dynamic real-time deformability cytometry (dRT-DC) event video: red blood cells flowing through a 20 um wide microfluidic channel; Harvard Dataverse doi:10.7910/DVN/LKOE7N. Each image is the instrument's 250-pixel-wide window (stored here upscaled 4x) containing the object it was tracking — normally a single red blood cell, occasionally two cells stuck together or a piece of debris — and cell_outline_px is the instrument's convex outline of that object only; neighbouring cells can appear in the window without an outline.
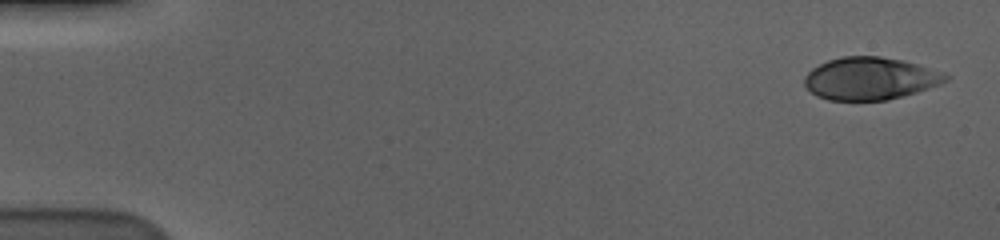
{"species": "human", "species_latin": "Homo sapiens", "temperature_condition": "cold", "stored_images_in_passage": 57, "camera_frame_rate_fps": 3000, "um_per_image_px": 0.085, "donor": {"sex": "male"}, "frame": {"image": 1, "passage_image": 1, "time_ms": 0.0, "image_size_px": [1000, 240], "cell_outline_px": [[952, 76], [948, 80], [940, 84], [916, 92], [884, 100], [828, 100], [816, 96], [804, 84], [804, 76], [812, 68], [828, 60], [840, 56], [880, 56], [904, 60], [944, 72]], "centroid_in_image_um": [73.97, 6.66], "position_along_channel_um": 11.0, "area_um2": 35.03}}
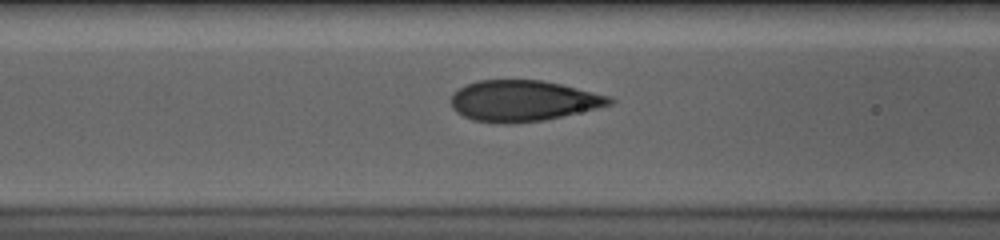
{"frame": {"image": 2, "passage_image": 23, "time_ms": 7.333, "image_size_px": [1000, 240], "cell_outline_px": [[616, 100], [612, 104], [596, 108], [544, 120], [512, 124], [508, 124], [472, 120], [456, 112], [452, 108], [452, 92], [464, 84], [476, 80], [540, 80], [560, 84], [608, 96]], "centroid_in_image_um": [44.4, 8.57], "position_along_channel_um": 122.2, "area_um2": 37.69}}
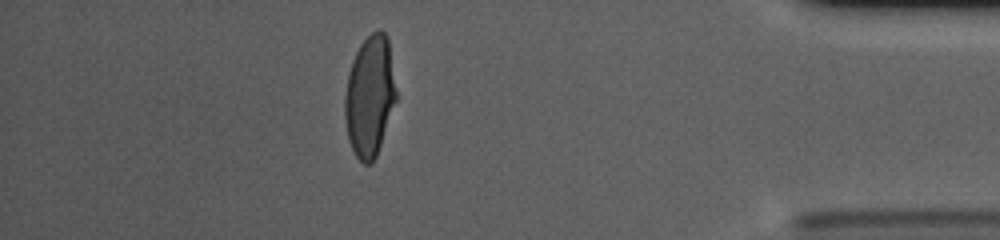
{"frame": {"image": 3, "passage_image": 50, "time_ms": 16.333, "image_size_px": [1000, 240], "cell_outline_px": [[396, 100], [376, 156], [372, 164], [364, 164], [356, 156], [352, 148], [348, 136], [344, 116], [344, 96], [348, 72], [352, 60], [360, 44], [372, 32], [380, 28], [388, 36], [396, 92]], "centroid_in_image_um": [31.41, 8.14], "position_along_channel_um": 403.8, "area_um2": 36.07}, "authors_computed_cell_mechanics": {"area_um2": 37.281, "velocity_mm_per_s": 3.5641, "shape_relaxation_time_tau1_ms": 4.1939, "shape_relaxation_time_tau2_ms": null, "deformation_change_tau1": 0.1712, "deformation_change_tau2": null}}